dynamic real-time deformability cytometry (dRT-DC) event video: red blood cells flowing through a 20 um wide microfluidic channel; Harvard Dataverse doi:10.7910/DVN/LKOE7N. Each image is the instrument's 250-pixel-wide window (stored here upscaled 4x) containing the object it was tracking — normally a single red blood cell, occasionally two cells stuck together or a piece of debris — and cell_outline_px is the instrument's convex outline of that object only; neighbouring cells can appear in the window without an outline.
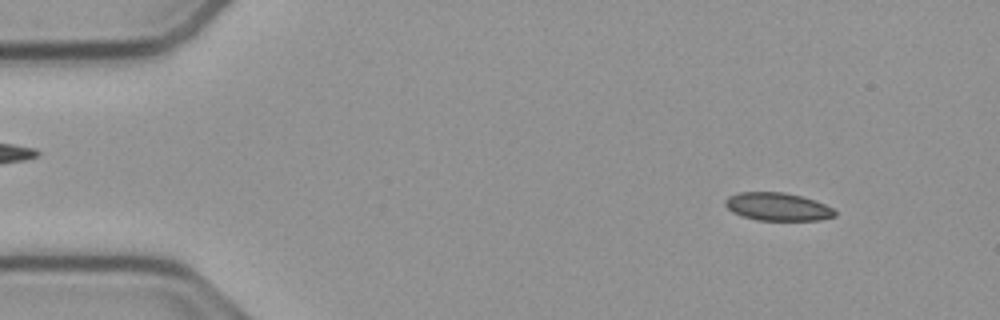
{"species": "common noctule bat (a hibernating species)", "species_latin": "Nyctalus noctula", "temperature_condition": "cold", "stored_images_in_passage": 53, "camera_frame_rate_fps": 3000, "um_per_image_px": 0.085, "animal": {"sex": "male", "body_mass_g": 23.1, "forearm_length_mm": 52.7}, "frame": {"image": 1, "passage_image": 5, "time_ms": 1.333, "image_size_px": [1000, 320], "cell_outline_px": [[836, 216], [820, 220], [756, 220], [732, 212], [724, 204], [724, 200], [728, 196], [740, 192], [784, 192], [816, 200], [832, 208], [836, 212]], "centroid_in_image_um": [66.09, 17.57], "position_along_channel_um": 18.9, "area_um2": 17.86}}
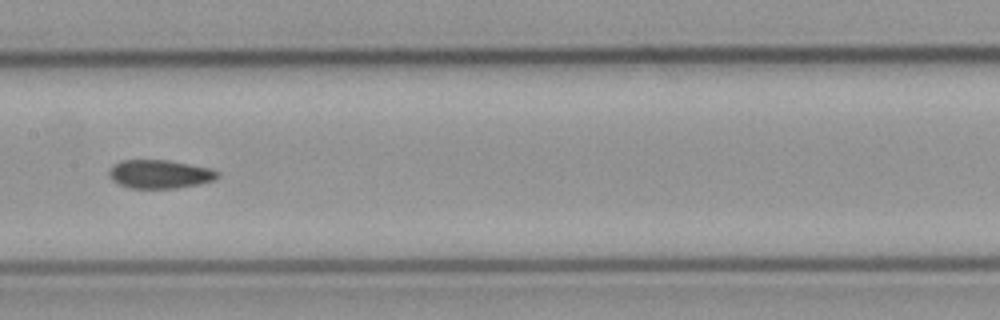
{"frame": {"image": 2, "passage_image": 26, "time_ms": 8.333, "image_size_px": [1000, 320], "cell_outline_px": [[220, 176], [216, 180], [200, 184], [176, 188], [128, 188], [112, 180], [108, 172], [112, 164], [120, 160], [168, 160], [208, 168], [220, 172]], "centroid_in_image_um": [13.58, 14.8], "position_along_channel_um": 193.8, "area_um2": 18.15}}
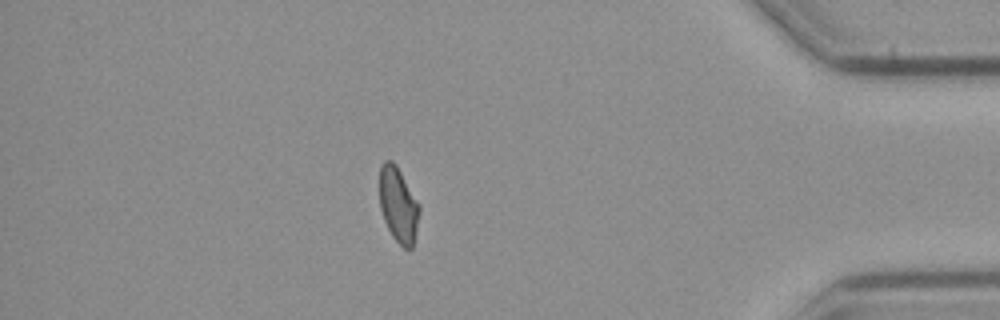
{"frame": {"image": 3, "passage_image": 46, "time_ms": 15.0, "image_size_px": [1000, 320], "cell_outline_px": [[420, 208], [416, 232], [412, 248], [404, 248], [392, 236], [384, 220], [380, 208], [380, 164], [384, 160], [392, 160], [396, 164], [420, 204]], "centroid_in_image_um": [33.86, 17.38], "position_along_channel_um": 401.3, "area_um2": 17.46}, "authors_computed_cell_mechanics": {"area_um2": 18.3226, "velocity_mm_per_s": 3.775, "shape_relaxation_time_tau1_ms": 8.0245, "shape_relaxation_time_tau2_ms": 1.7945, "deformation_change_tau1": 0.1557, "deformation_change_tau2": 0.0709}}